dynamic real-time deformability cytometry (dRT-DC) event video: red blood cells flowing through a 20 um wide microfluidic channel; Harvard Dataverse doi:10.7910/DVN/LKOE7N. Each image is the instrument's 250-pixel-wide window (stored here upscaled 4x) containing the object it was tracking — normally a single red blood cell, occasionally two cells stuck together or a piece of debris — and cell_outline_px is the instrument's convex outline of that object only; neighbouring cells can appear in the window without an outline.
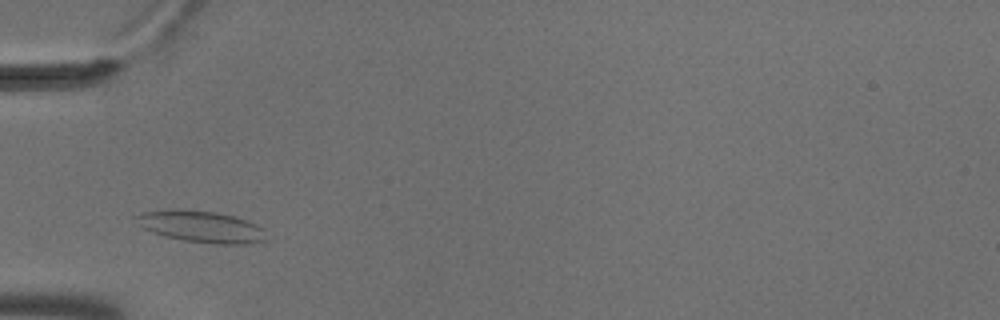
{"species": "common noctule bat (a hibernating species)", "species_latin": "Nyctalus noctula", "temperature_condition": "cold", "stored_images_in_passage": 10, "camera_frame_rate_fps": 3000, "um_per_image_px": 0.085, "animal": {"sex": "male", "body_mass_g": 18.8}, "frame": {"image": 1, "passage_image": 4, "time_ms": 1.0, "image_size_px": [1000, 320], "cell_outline_px": [[264, 240], [244, 244], [216, 244], [184, 240], [164, 236], [152, 232], [144, 228], [136, 216], [144, 212], [168, 208], [176, 208], [216, 212], [232, 216], [256, 224], [264, 228]], "centroid_in_image_um": [17.1, 19.25], "position_along_channel_um": 67.9, "area_um2": 23.64}}
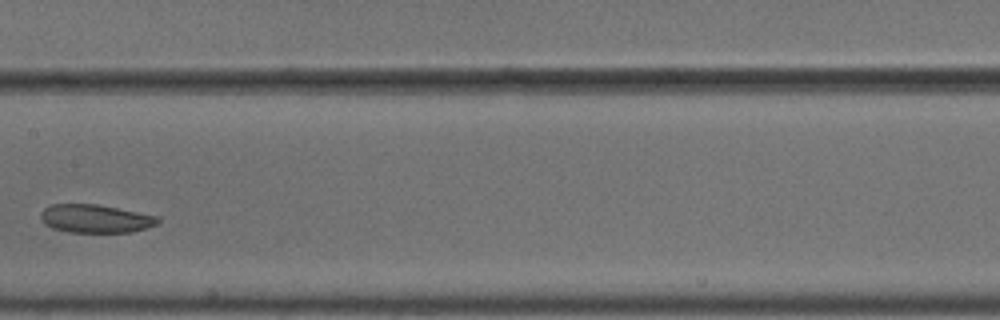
{"frame": {"image": 2, "passage_image": 7, "time_ms": 2.0, "image_size_px": [1000, 320], "cell_outline_px": [[160, 220], [156, 224], [132, 232], [68, 232], [52, 228], [44, 224], [40, 216], [40, 212], [48, 204], [96, 204], [156, 216]], "centroid_in_image_um": [8.03, 18.58], "position_along_channel_um": 199.4, "area_um2": 19.13}}
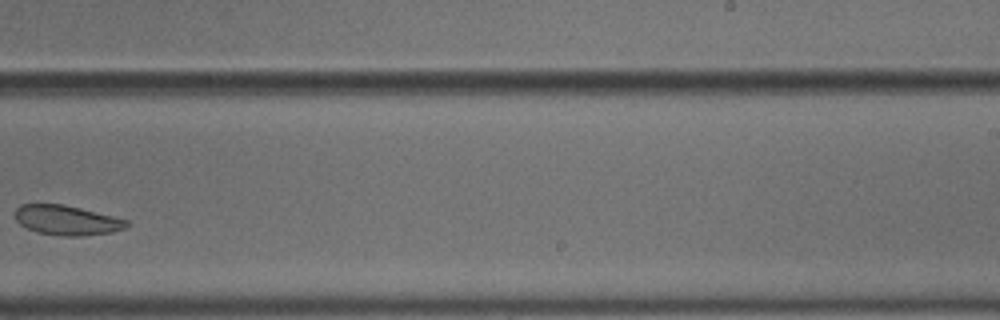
{"frame": {"image": 3, "passage_image": 9, "time_ms": 2.667, "image_size_px": [1000, 320], "cell_outline_px": [[128, 224], [124, 228], [112, 232], [80, 236], [64, 236], [36, 232], [20, 224], [16, 220], [16, 208], [20, 204], [64, 204], [128, 220]], "centroid_in_image_um": [5.66, 18.71], "position_along_channel_um": 283.3, "area_um2": 19.13}}